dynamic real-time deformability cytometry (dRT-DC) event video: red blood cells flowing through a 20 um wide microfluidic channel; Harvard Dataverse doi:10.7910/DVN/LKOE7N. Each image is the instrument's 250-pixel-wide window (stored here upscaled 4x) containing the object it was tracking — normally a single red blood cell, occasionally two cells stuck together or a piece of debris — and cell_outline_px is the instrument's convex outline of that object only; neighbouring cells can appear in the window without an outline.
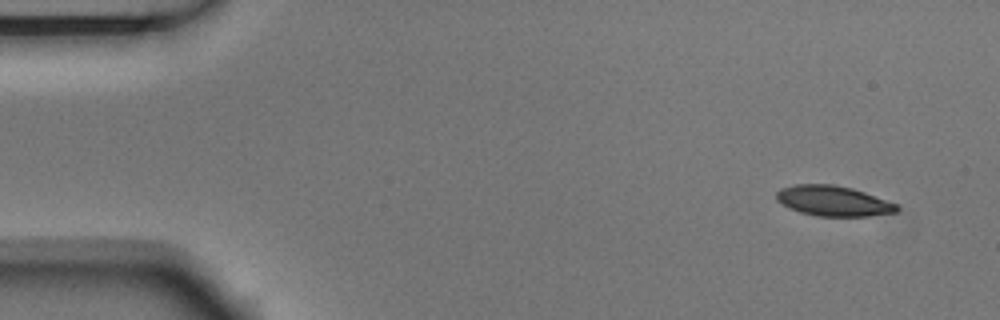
{"species": "Egyptian fruit bat (a non-hibernating species)", "species_latin": "Rousettus aegyptiacus", "temperature_condition": "room temperature", "stored_images_in_passage": 7, "camera_frame_rate_fps": 3000, "um_per_image_px": 0.085, "animal": {"sex": "male"}, "frame": {"image": 1, "passage_image": 1, "time_ms": 0.0, "image_size_px": [1000, 320], "cell_outline_px": [[900, 208], [896, 212], [868, 216], [816, 216], [800, 212], [776, 200], [776, 192], [780, 188], [796, 184], [832, 184], [852, 188], [864, 192], [896, 204]], "centroid_in_image_um": [70.81, 17.07], "position_along_channel_um": 14.2, "area_um2": 21.04}}
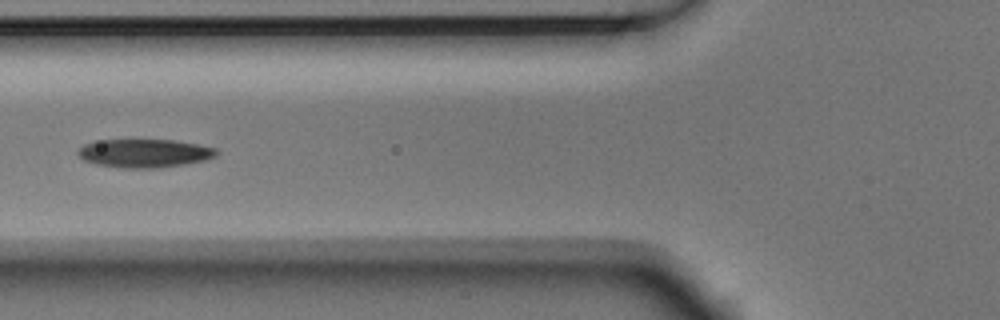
{"frame": {"image": 2, "passage_image": 5, "time_ms": 1.333, "image_size_px": [1000, 320], "cell_outline_px": [[220, 152], [216, 156], [204, 160], [160, 168], [120, 168], [96, 164], [84, 160], [76, 152], [84, 144], [96, 140], [128, 136], [176, 140], [216, 148]], "centroid_in_image_um": [12.23, 12.96], "position_along_channel_um": 113.6, "area_um2": 24.1}}
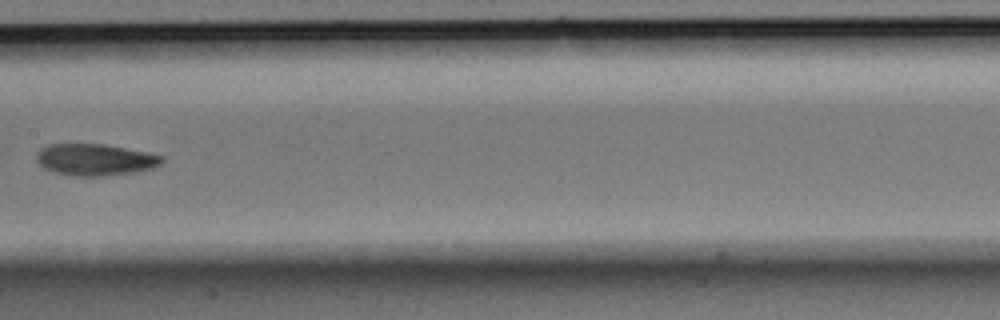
{"frame": {"image": 3, "passage_image": 7, "time_ms": 2.0, "image_size_px": [1000, 320], "cell_outline_px": [[164, 160], [160, 164], [152, 168], [136, 172], [104, 176], [76, 176], [52, 172], [44, 168], [36, 160], [36, 156], [40, 148], [48, 144], [104, 144], [148, 152], [164, 156]], "centroid_in_image_um": [8.09, 13.57], "position_along_channel_um": 199.3, "area_um2": 23.29}}